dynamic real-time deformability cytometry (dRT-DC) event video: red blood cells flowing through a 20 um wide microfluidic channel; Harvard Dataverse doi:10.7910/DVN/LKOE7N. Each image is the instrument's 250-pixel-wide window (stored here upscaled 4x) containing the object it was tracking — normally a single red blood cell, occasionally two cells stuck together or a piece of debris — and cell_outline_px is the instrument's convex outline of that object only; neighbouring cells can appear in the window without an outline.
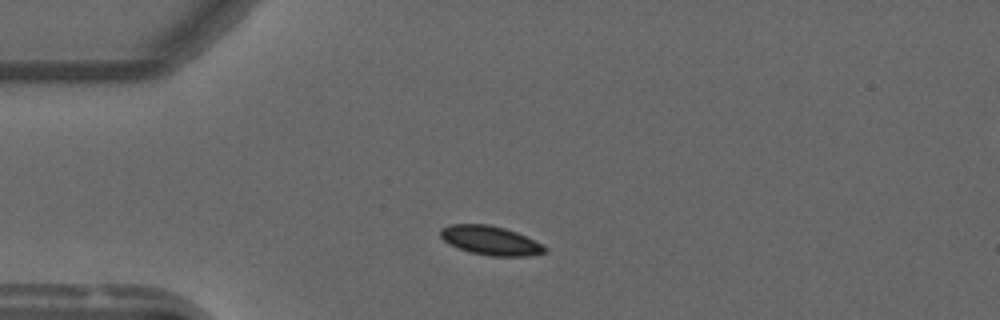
{"species": "common noctule bat (a hibernating species)", "species_latin": "Nyctalus noctula", "temperature_condition": "warm", "stored_images_in_passage": 3, "camera_frame_rate_fps": 3000, "um_per_image_px": 0.085, "animal": {"sex": "male", "forearm_length_mm": 52.5}, "frame": {"image": 1, "passage_image": 1, "time_ms": 0.0, "image_size_px": [1000, 320], "cell_outline_px": [[548, 252], [528, 256], [488, 256], [468, 252], [448, 244], [440, 236], [440, 228], [452, 224], [488, 224], [504, 228], [516, 232], [548, 248]], "centroid_in_image_um": [41.66, 20.45], "position_along_channel_um": 43.3, "area_um2": 17.69}}